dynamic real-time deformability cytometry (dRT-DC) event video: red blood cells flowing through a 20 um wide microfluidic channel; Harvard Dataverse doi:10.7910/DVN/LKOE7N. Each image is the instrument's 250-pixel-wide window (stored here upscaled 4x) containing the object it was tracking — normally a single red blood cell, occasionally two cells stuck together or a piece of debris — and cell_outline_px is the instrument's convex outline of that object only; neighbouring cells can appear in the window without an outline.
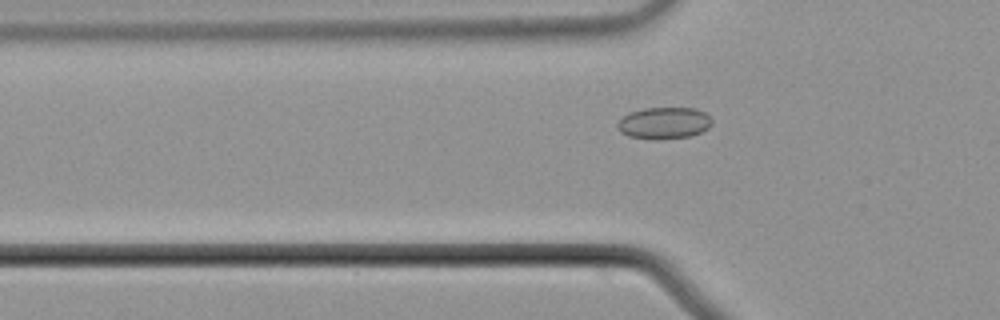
{"species": "common noctule bat (a hibernating species)", "species_latin": "Nyctalus noctula", "temperature_condition": "cold", "stored_images_in_passage": 44, "camera_frame_rate_fps": 3000, "um_per_image_px": 0.085, "animal": {"sex": "male", "body_mass_g": 21.5, "forearm_length_mm": 52.0}, "frame": {"image": 1, "passage_image": 7, "time_ms": 2.0, "image_size_px": [1000, 320], "cell_outline_px": [[712, 124], [708, 128], [692, 136], [656, 140], [628, 136], [620, 132], [616, 128], [616, 124], [628, 112], [644, 108], [696, 108], [704, 112], [712, 120]], "centroid_in_image_um": [56.42, 10.46], "position_along_channel_um": 69.4, "area_um2": 17.63}}
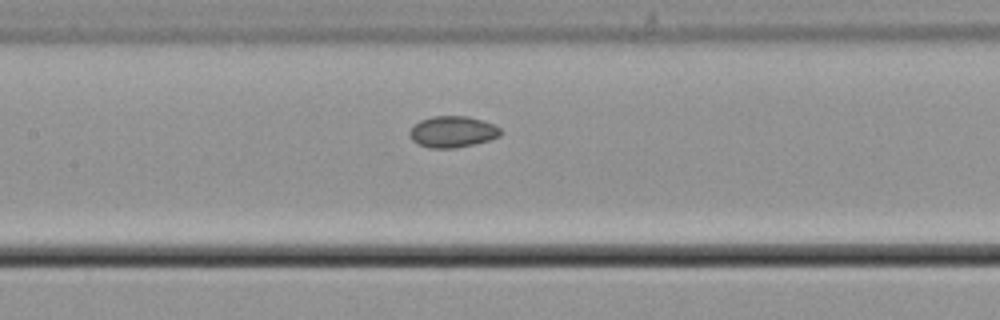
{"frame": {"image": 2, "passage_image": 15, "time_ms": 4.667, "image_size_px": [1000, 320], "cell_outline_px": [[504, 132], [500, 136], [488, 140], [456, 148], [428, 148], [416, 144], [408, 136], [408, 132], [420, 120], [432, 116], [468, 116], [492, 124], [500, 128]], "centroid_in_image_um": [38.44, 11.21], "position_along_channel_um": 169.0, "area_um2": 16.65}}
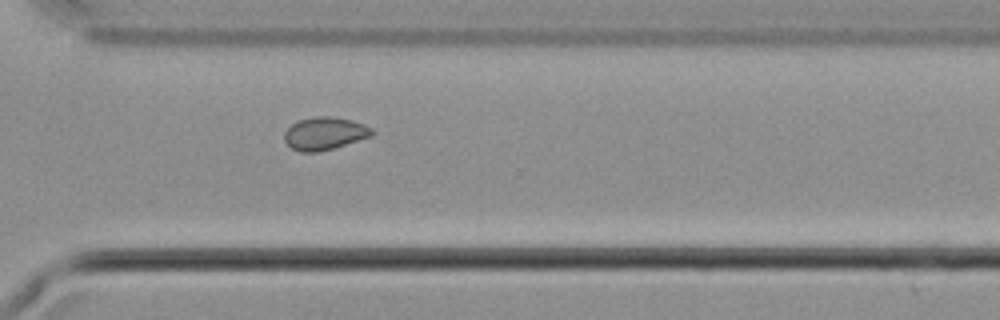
{"frame": {"image": 3, "passage_image": 29, "time_ms": 9.333, "image_size_px": [1000, 320], "cell_outline_px": [[376, 132], [372, 136], [332, 148], [316, 152], [300, 152], [292, 148], [284, 140], [284, 132], [296, 120], [316, 116], [328, 116], [352, 120], [364, 124], [372, 128]], "centroid_in_image_um": [27.59, 11.33], "position_along_channel_um": 343.0, "area_um2": 16.7}, "authors_computed_cell_mechanics": {"area_um2": 16.6753, "velocity_mm_per_s": 3.7365, "shape_relaxation_time_tau1_ms": null, "shape_relaxation_time_tau2_ms": 2.5245, "deformation_change_tau1": null, "deformation_change_tau2": 0.0445}}